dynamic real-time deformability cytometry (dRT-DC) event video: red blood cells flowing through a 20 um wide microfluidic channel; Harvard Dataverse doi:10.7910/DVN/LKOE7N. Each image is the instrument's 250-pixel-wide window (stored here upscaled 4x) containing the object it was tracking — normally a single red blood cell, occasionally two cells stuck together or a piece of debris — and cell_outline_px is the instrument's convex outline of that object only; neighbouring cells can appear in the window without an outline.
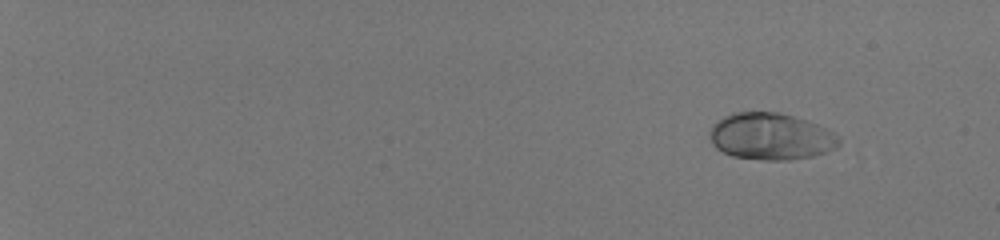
{"species": "human", "species_latin": "Homo sapiens", "temperature_condition": "room temperature", "stored_images_in_passage": 49, "camera_frame_rate_fps": 3000, "um_per_image_px": 0.085, "donor": {"sex": "male"}, "frame": {"image": 1, "passage_image": 1, "time_ms": 0.0, "image_size_px": [1000, 240], "cell_outline_px": [[840, 144], [836, 148], [812, 156], [788, 160], [764, 160], [732, 156], [716, 148], [712, 144], [708, 136], [708, 132], [712, 124], [716, 120], [732, 112], [780, 112], [808, 120], [840, 136]], "centroid_in_image_um": [65.48, 11.59], "position_along_channel_um": 19.5, "area_um2": 35.55}}
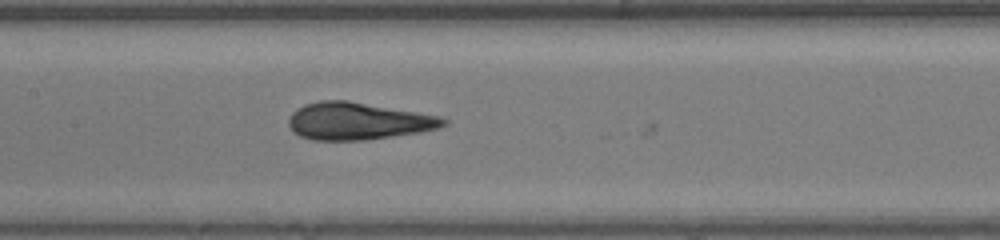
{"frame": {"image": 2, "passage_image": 27, "time_ms": 8.667, "image_size_px": [1000, 240], "cell_outline_px": [[448, 124], [436, 128], [420, 132], [364, 140], [312, 140], [300, 136], [292, 132], [288, 124], [288, 120], [292, 112], [296, 108], [304, 104], [320, 100], [348, 100], [440, 116], [448, 120]], "centroid_in_image_um": [30.38, 10.29], "position_along_channel_um": 177.0, "area_um2": 33.7}}
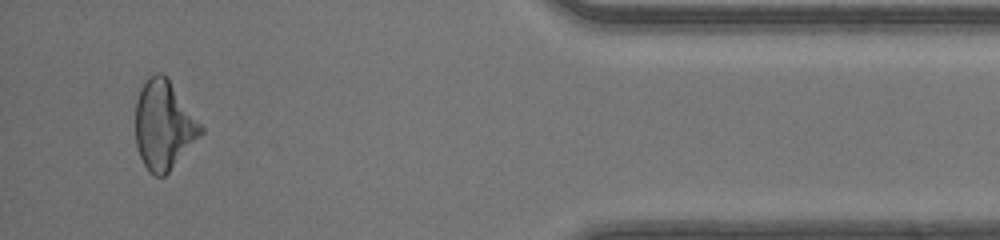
{"frame": {"image": 3, "passage_image": 47, "time_ms": 15.333, "image_size_px": [1000, 240], "cell_outline_px": [[204, 132], [168, 172], [164, 176], [156, 176], [148, 172], [140, 156], [136, 144], [136, 100], [140, 88], [156, 72], [160, 72], [168, 76], [204, 128]], "centroid_in_image_um": [13.93, 10.62], "position_along_channel_um": 421.3, "area_um2": 33.76}, "authors_computed_cell_mechanics": {"area_um2": 33.813, "velocity_mm_per_s": 4.1944, "shape_relaxation_time_tau1_ms": 5.2519, "shape_relaxation_time_tau2_ms": 1.103, "deformation_change_tau1": 0.1593, "deformation_change_tau2": 0.0376}}